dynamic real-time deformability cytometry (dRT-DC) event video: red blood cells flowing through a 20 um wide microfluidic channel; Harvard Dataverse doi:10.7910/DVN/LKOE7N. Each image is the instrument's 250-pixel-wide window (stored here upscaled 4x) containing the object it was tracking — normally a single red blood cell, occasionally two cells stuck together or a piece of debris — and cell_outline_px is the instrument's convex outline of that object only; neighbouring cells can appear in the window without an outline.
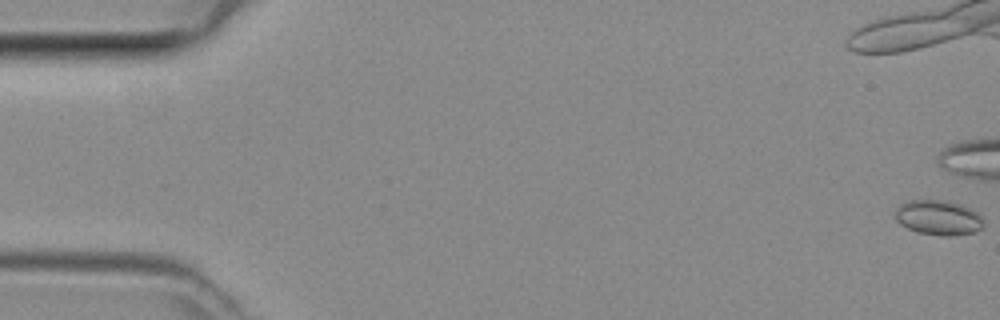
{"species": "common noctule bat (a hibernating species)", "species_latin": "Nyctalus noctula", "temperature_condition": "room temperature", "stored_images_in_passage": 5, "camera_frame_rate_fps": 3000, "um_per_image_px": 0.085, "animal": {"sex": "female", "body_mass_g": 29.2, "forearm_length_mm": 56.3}, "frame": {"image": 1, "passage_image": 1, "time_ms": 0.0, "image_size_px": [1000, 320], "cell_outline_px": [[984, 224], [976, 232], [952, 236], [940, 236], [916, 232], [900, 224], [896, 220], [896, 208], [900, 204], [912, 200], [948, 200], [960, 204], [976, 212], [984, 220]], "centroid_in_image_um": [79.76, 18.51], "position_along_channel_um": 5.2, "area_um2": 18.03}}